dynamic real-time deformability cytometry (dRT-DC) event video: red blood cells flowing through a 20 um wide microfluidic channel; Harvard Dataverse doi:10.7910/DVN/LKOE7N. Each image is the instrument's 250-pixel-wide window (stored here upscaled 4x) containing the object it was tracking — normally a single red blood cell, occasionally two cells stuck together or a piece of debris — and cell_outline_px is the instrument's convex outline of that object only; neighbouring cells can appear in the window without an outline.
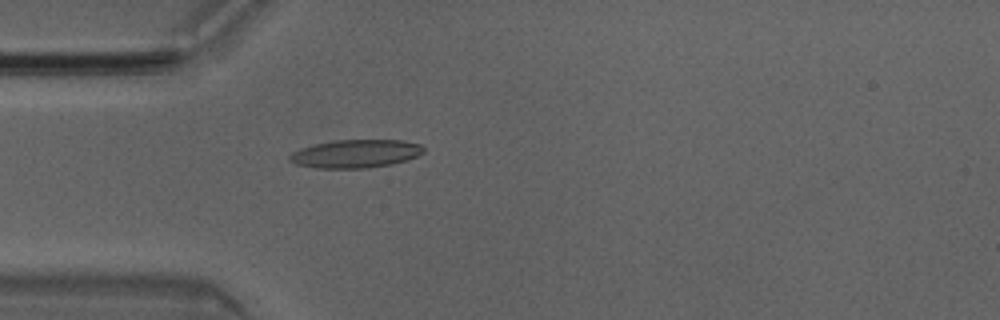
{"species": "Egyptian fruit bat (a non-hibernating species)", "species_latin": "Rousettus aegyptiacus", "temperature_condition": "room temperature", "stored_images_in_passage": 50, "camera_frame_rate_fps": 3000, "um_per_image_px": 0.085, "animal": {"sex": "male"}, "frame": {"image": 1, "passage_image": 14, "time_ms": 4.333, "image_size_px": [1000, 320], "cell_outline_px": [[424, 152], [408, 160], [392, 164], [368, 168], [316, 168], [296, 164], [288, 160], [288, 156], [292, 152], [316, 144], [332, 140], [404, 140], [420, 144], [424, 148]], "centroid_in_image_um": [30.25, 13.07], "position_along_channel_um": 54.8, "area_um2": 22.02}}
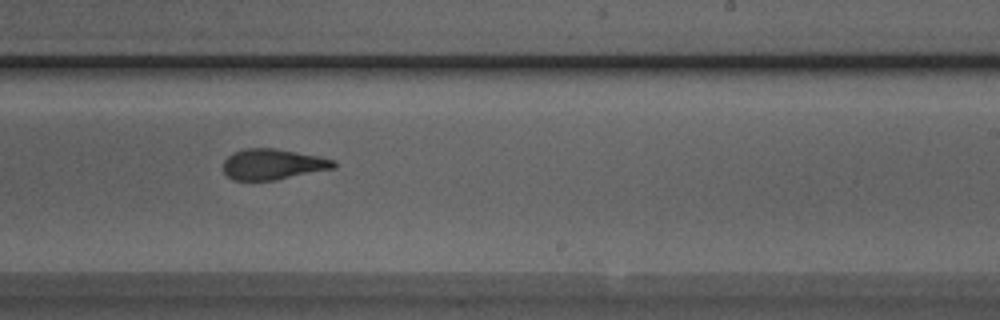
{"frame": {"image": 2, "passage_image": 30, "time_ms": 9.667, "image_size_px": [1000, 320], "cell_outline_px": [[336, 168], [276, 180], [232, 180], [224, 172], [224, 160], [232, 152], [244, 148], [276, 148], [320, 156], [336, 160]], "centroid_in_image_um": [23.21, 13.95], "position_along_channel_um": 265.8, "area_um2": 20.0}}
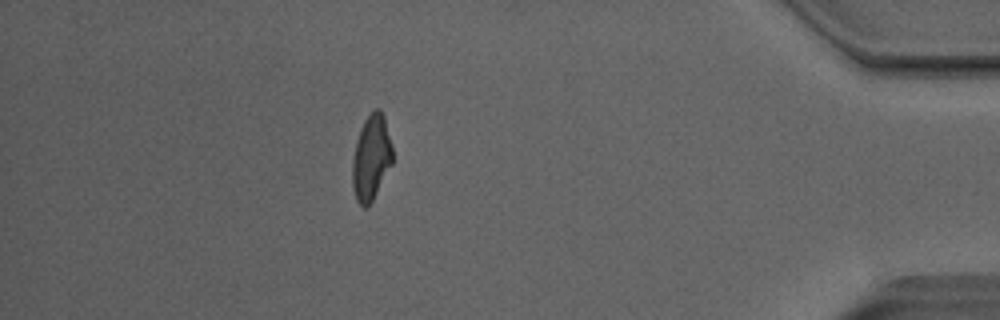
{"frame": {"image": 3, "passage_image": 44, "time_ms": 14.333, "image_size_px": [1000, 320], "cell_outline_px": [[392, 164], [368, 208], [364, 208], [356, 200], [352, 188], [352, 160], [356, 140], [360, 128], [364, 120], [376, 108], [380, 108], [384, 116], [392, 144]], "centroid_in_image_um": [31.54, 13.41], "position_along_channel_um": 403.7, "area_um2": 20.11}, "authors_computed_cell_mechanics": {"area_um2": 20.5768, "velocity_mm_per_s": 4.0485, "shape_relaxation_time_tau1_ms": 8.5499, "shape_relaxation_time_tau2_ms": 1.804, "deformation_change_tau1": 0.2305, "deformation_change_tau2": 0.0997}}